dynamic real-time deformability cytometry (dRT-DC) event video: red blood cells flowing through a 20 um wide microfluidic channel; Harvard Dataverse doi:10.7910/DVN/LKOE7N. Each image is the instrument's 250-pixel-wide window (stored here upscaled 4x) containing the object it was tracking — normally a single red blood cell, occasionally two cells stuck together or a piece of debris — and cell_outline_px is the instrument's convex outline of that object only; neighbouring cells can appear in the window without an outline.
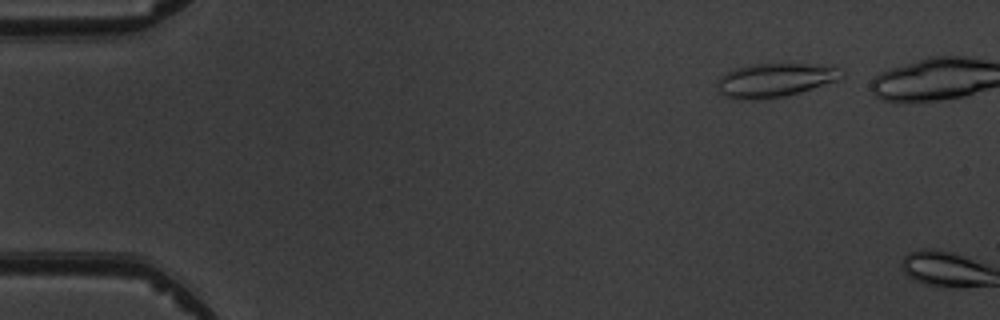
{"species": "common noctule bat (a hibernating species)", "species_latin": "Nyctalus noctula", "temperature_condition": "warm", "stored_images_in_passage": 2, "camera_frame_rate_fps": 3000, "um_per_image_px": 0.085, "animal": {"sex": "male", "body_mass_g": 19.5, "forearm_length_mm": 54.6}, "frame": {"image": 1, "passage_image": 1, "time_ms": 0.0, "image_size_px": [1000, 320], "cell_outline_px": [[844, 76], [836, 80], [800, 92], [784, 96], [756, 100], [752, 100], [724, 96], [720, 92], [716, 84], [716, 80], [720, 76], [736, 68], [752, 64], [832, 64], [844, 72]], "centroid_in_image_um": [65.89, 6.79], "position_along_channel_um": 19.1, "area_um2": 24.45}}